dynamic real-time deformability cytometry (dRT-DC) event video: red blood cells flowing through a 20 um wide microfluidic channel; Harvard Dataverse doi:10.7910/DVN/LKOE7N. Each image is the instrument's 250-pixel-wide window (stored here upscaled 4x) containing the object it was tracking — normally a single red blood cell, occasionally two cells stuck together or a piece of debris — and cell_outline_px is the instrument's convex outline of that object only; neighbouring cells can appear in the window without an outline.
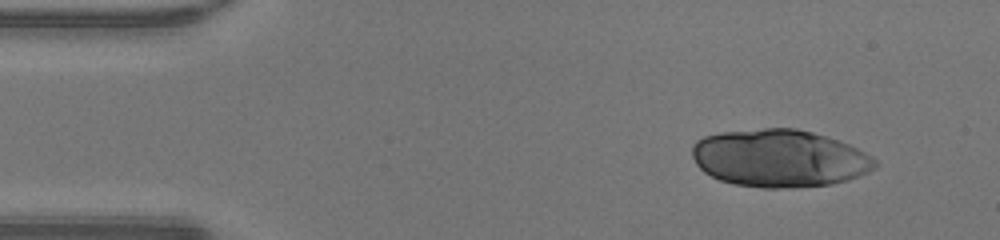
{"species": "human", "species_latin": "Homo sapiens", "temperature_condition": "warm", "stored_images_in_passage": 13, "camera_frame_rate_fps": 3000, "um_per_image_px": 0.085, "donor": {"sex": "male"}, "frame": {"image": 1, "passage_image": 1, "time_ms": 0.0, "image_size_px": [1000, 240], "cell_outline_px": [[880, 164], [876, 168], [868, 172], [848, 180], [832, 184], [796, 188], [764, 188], [736, 184], [720, 180], [704, 172], [696, 164], [692, 156], [692, 144], [696, 140], [704, 136], [720, 132], [764, 128], [796, 128], [812, 132], [840, 140], [872, 156]], "centroid_in_image_um": [66.26, 13.45], "position_along_channel_um": 18.7, "area_um2": 61.79}}